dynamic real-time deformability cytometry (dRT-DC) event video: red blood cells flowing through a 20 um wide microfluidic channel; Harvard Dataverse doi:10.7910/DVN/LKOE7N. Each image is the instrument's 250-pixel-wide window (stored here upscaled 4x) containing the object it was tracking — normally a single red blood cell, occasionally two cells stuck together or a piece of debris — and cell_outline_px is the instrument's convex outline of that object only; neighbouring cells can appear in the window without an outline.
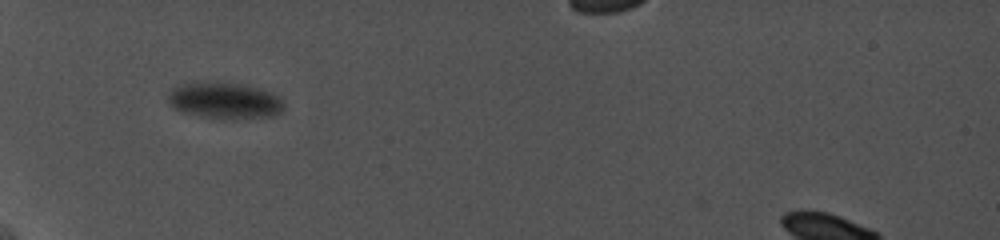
{"species": "common noctule bat (a hibernating species)", "species_latin": "Nyctalus noctula", "temperature_condition": "cold", "stored_images_in_passage": 16, "camera_frame_rate_fps": 5000, "um_per_image_px": 0.085, "animal": {"sex": "female", "body_mass_g": 19.0, "forearm_length_mm": 56.7}, "frame": {"image": 1, "passage_image": 2, "time_ms": 0.6, "image_size_px": [1000, 240], "cell_outline_px": [[284, 108], [280, 112], [272, 116], [232, 120], [200, 116], [184, 112], [172, 108], [168, 104], [168, 96], [172, 88], [196, 80], [240, 84], [260, 88], [280, 96], [284, 104]], "centroid_in_image_um": [19.08, 8.55], "position_along_channel_um": 65.9, "area_um2": 25.03}}
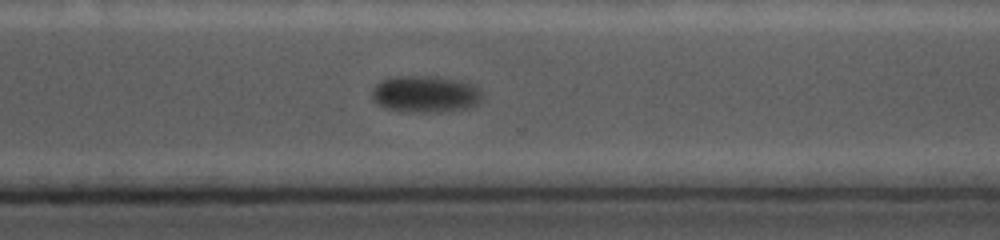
{"frame": {"image": 2, "passage_image": 12, "time_ms": 8.6, "image_size_px": [1000, 240], "cell_outline_px": [[484, 96], [476, 104], [464, 108], [428, 112], [412, 112], [388, 108], [372, 100], [372, 88], [380, 80], [392, 76], [432, 76], [460, 80], [472, 84], [480, 88], [484, 92]], "centroid_in_image_um": [36.16, 7.96], "position_along_channel_um": 334.4, "area_um2": 23.58}}
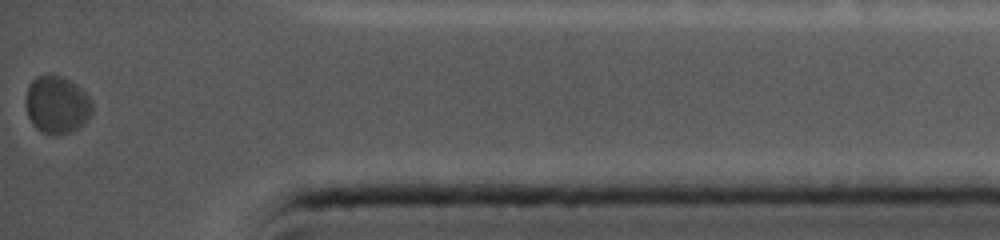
{"frame": {"image": 3, "passage_image": 16, "time_ms": 11.6, "image_size_px": [1000, 240], "cell_outline_px": [[92, 112], [84, 124], [72, 132], [56, 136], [44, 132], [36, 128], [32, 124], [28, 116], [24, 104], [24, 100], [28, 84], [36, 76], [64, 76], [76, 84], [92, 100]], "centroid_in_image_um": [4.82, 8.92], "position_along_channel_um": 430.4, "area_um2": 22.6}, "authors_computed_cell_mechanics": {"area_um2": 23.9581, "velocity_mm_per_s": 3.5687, "shape_relaxation_time_tau1_ms": 0.6914, "shape_relaxation_time_tau2_ms": null, "deformation_change_tau1": 0.0296, "deformation_change_tau2": null}}